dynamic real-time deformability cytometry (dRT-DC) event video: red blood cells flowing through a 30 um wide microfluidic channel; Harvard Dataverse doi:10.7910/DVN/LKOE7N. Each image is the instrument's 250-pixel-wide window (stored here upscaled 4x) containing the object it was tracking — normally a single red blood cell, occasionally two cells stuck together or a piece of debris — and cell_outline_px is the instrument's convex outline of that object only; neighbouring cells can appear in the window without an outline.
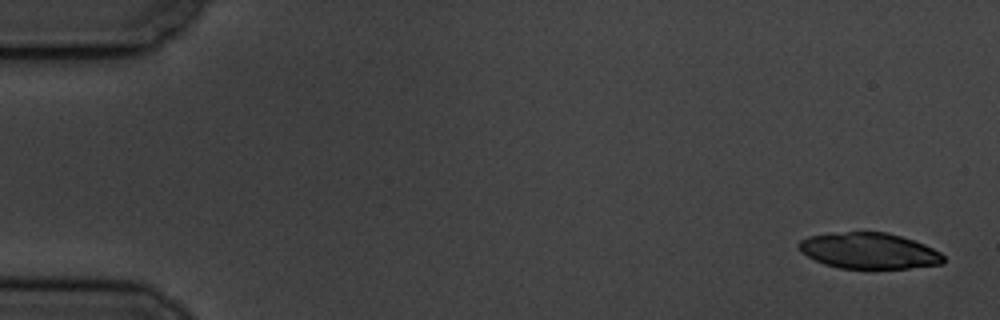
{"species": "common noctule bat (a hibernating species)", "species_latin": "Nyctalus noctula", "temperature_condition": "cold", "stored_images_in_passage": 6, "camera_frame_rate_fps": 3000, "um_per_image_px": 0.085, "animal": {"sex": "male", "body_mass_g": 19.5, "forearm_length_mm": 54.6}, "frame": {"image": 1, "passage_image": 1, "time_ms": 0.0, "image_size_px": [1000, 320], "cell_outline_px": [[944, 264], [908, 268], [840, 268], [824, 264], [800, 252], [796, 244], [800, 240], [808, 236], [848, 232], [884, 232], [900, 236], [924, 244], [940, 252], [944, 256]], "centroid_in_image_um": [73.86, 21.32], "position_along_channel_um": 11.1, "area_um2": 30.11}}